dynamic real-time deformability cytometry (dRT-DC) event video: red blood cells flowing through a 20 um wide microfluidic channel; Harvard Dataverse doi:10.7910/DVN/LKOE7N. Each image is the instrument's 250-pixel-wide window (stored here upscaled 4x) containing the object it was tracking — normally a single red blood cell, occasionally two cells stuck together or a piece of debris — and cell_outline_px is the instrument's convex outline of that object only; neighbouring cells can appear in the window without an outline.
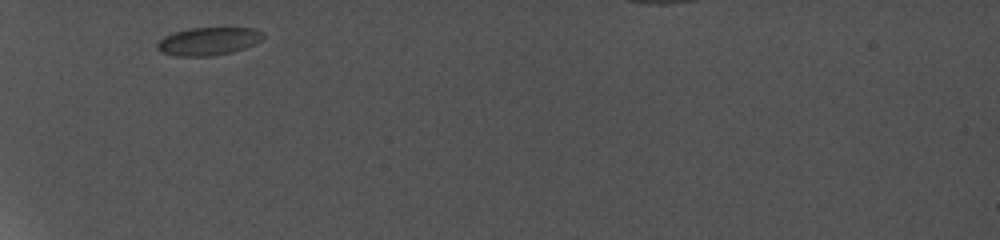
{"species": "common noctule bat (a hibernating species)", "species_latin": "Nyctalus noctula", "temperature_condition": "cold", "stored_images_in_passage": 6, "camera_frame_rate_fps": 5000, "um_per_image_px": 0.085, "animal": {"sex": "female", "body_mass_g": 19.0, "forearm_length_mm": 56.7}, "frame": {"image": 1, "passage_image": 1, "time_ms": 0.0, "image_size_px": [1000, 240], "cell_outline_px": [[264, 36], [256, 44], [232, 52], [212, 56], [176, 56], [160, 52], [156, 48], [156, 44], [164, 36], [188, 28], [256, 28], [264, 32]], "centroid_in_image_um": [17.72, 3.51], "position_along_channel_um": 67.3, "area_um2": 17.34}}
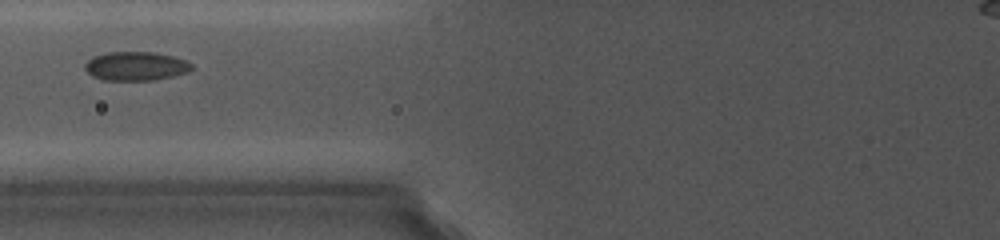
{"frame": {"image": 2, "passage_image": 3, "time_ms": 1.8, "image_size_px": [1000, 240], "cell_outline_px": [[192, 68], [188, 72], [172, 76], [152, 80], [104, 80], [92, 76], [84, 68], [84, 64], [92, 56], [104, 52], [156, 52], [172, 56], [184, 60], [192, 64]], "centroid_in_image_um": [11.5, 5.61], "position_along_channel_um": 114.3, "area_um2": 17.98}}